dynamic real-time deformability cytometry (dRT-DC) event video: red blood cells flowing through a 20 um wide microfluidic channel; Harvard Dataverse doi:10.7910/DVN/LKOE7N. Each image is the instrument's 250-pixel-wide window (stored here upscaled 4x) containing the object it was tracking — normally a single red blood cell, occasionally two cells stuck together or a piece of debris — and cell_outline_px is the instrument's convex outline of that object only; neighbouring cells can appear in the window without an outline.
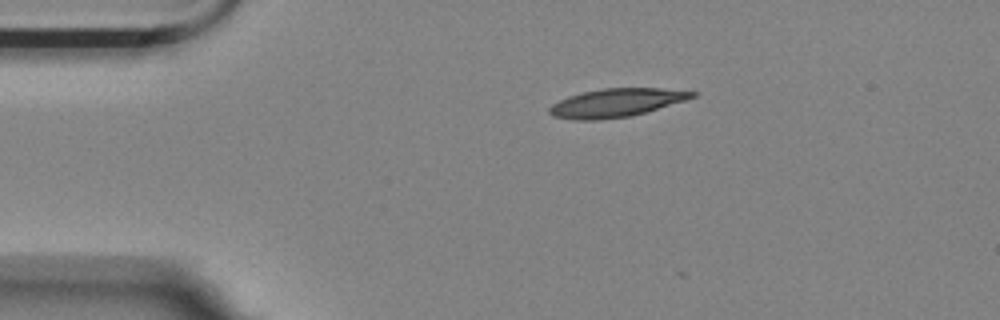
{"species": "Egyptian fruit bat (a non-hibernating species)", "species_latin": "Rousettus aegyptiacus", "temperature_condition": "room temperature", "stored_images_in_passage": 4, "camera_frame_rate_fps": 3000, "um_per_image_px": 0.085, "animal": {"sex": "female"}, "frame": {"image": 1, "passage_image": 1, "time_ms": 0.0, "image_size_px": [1000, 320], "cell_outline_px": [[700, 92], [696, 96], [684, 100], [632, 116], [600, 120], [572, 120], [552, 116], [548, 112], [548, 108], [552, 104], [568, 96], [584, 92], [604, 88], [660, 88]], "centroid_in_image_um": [52.35, 8.74], "position_along_channel_um": 32.7, "area_um2": 23.58}}